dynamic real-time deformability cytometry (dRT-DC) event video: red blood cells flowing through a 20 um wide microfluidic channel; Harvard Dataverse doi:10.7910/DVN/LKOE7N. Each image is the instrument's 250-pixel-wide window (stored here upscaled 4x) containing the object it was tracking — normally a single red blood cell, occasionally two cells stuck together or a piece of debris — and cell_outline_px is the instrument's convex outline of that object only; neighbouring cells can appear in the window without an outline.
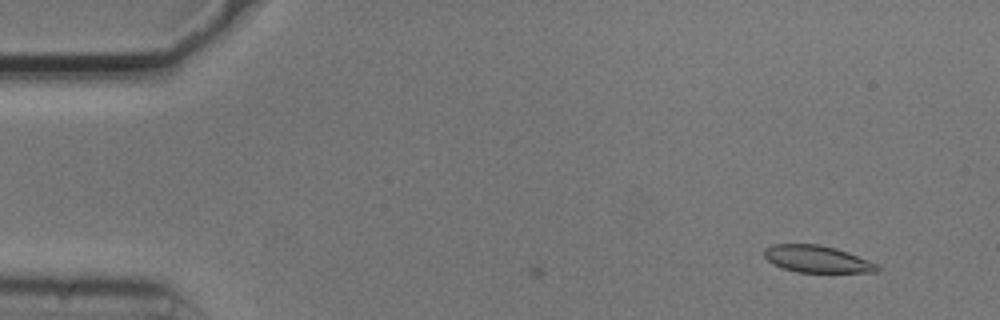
{"species": "common noctule bat (a hibernating species)", "species_latin": "Nyctalus noctula", "temperature_condition": "cold", "stored_images_in_passage": 5, "camera_frame_rate_fps": 3000, "um_per_image_px": 0.085, "animal": {"sex": "male", "body_mass_g": 20.5, "forearm_length_mm": 52.5}, "frame": {"image": 1, "passage_image": 5, "time_ms": 1.333, "image_size_px": [1000, 320], "cell_outline_px": [[880, 272], [796, 272], [772, 264], [764, 256], [764, 248], [772, 244], [820, 244], [836, 248], [848, 252], [876, 264], [880, 268]], "centroid_in_image_um": [69.42, 22.01], "position_along_channel_um": 15.6, "area_um2": 17.74}}